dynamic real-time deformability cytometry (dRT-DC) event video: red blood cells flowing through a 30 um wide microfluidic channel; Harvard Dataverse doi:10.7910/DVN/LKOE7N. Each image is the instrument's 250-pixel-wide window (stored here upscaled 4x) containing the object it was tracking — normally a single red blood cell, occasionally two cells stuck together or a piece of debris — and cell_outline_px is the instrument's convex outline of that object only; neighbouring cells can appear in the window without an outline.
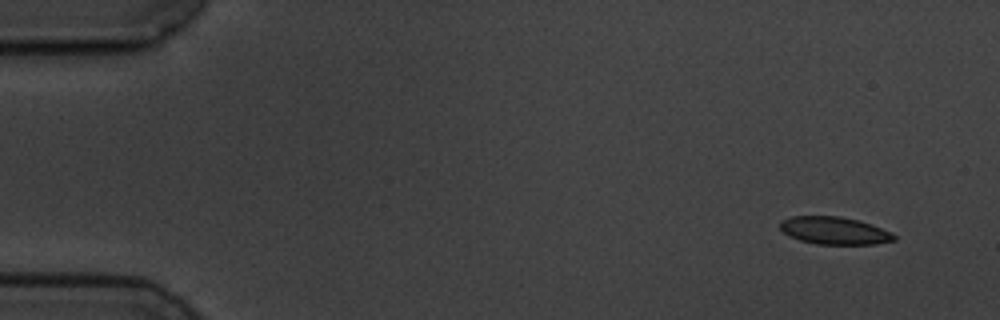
{"species": "common noctule bat (a hibernating species)", "species_latin": "Nyctalus noctula", "temperature_condition": "cold", "stored_images_in_passage": 6, "camera_frame_rate_fps": 3000, "um_per_image_px": 0.085, "animal": {"sex": "male", "body_mass_g": 19.5, "forearm_length_mm": 54.6}, "frame": {"image": 1, "passage_image": 1, "time_ms": 0.0, "image_size_px": [1000, 320], "cell_outline_px": [[896, 240], [876, 244], [816, 244], [800, 240], [788, 236], [780, 228], [780, 220], [792, 216], [840, 216], [860, 220], [892, 232], [896, 236]], "centroid_in_image_um": [70.93, 19.6], "position_along_channel_um": 14.1, "area_um2": 18.44}}
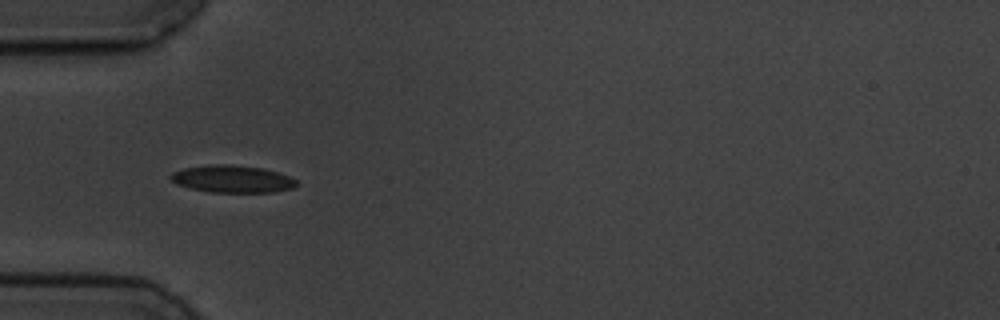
{"frame": {"image": 2, "passage_image": 5, "time_ms": 4.667, "image_size_px": [1000, 320], "cell_outline_px": [[300, 184], [292, 188], [276, 192], [208, 192], [176, 184], [168, 176], [172, 172], [184, 168], [208, 164], [228, 164], [264, 168], [288, 176], [296, 180]], "centroid_in_image_um": [19.74, 15.21], "position_along_channel_um": 65.3, "area_um2": 20.11}}
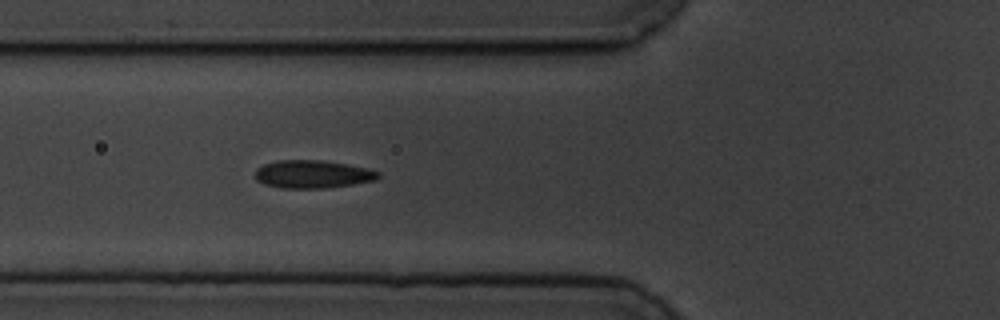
{"frame": {"image": 3, "passage_image": 6, "time_ms": 5.667, "image_size_px": [1000, 320], "cell_outline_px": [[380, 176], [376, 180], [352, 184], [324, 188], [280, 188], [264, 184], [256, 180], [256, 168], [264, 164], [276, 160], [320, 160], [348, 164], [368, 168], [380, 172]], "centroid_in_image_um": [26.57, 14.8], "position_along_channel_um": 99.2, "area_um2": 20.11}}